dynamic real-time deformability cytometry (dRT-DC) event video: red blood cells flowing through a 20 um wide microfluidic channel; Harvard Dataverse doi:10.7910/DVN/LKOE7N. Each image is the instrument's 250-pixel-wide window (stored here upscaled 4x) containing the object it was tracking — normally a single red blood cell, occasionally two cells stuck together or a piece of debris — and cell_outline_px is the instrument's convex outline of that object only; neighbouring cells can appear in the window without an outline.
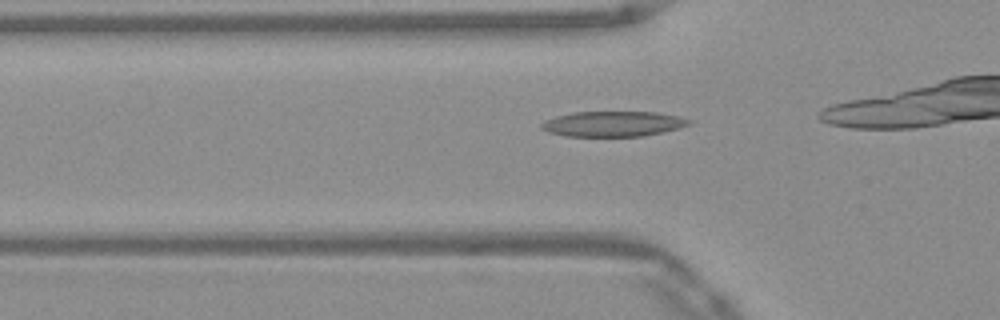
{"species": "Egyptian fruit bat (a non-hibernating species)", "species_latin": "Rousettus aegyptiacus", "temperature_condition": "warm", "stored_images_in_passage": 14, "camera_frame_rate_fps": 3000, "um_per_image_px": 0.085, "frame": {"image": 1, "passage_image": 10, "time_ms": 3.0, "image_size_px": [1000, 320], "cell_outline_px": [[692, 124], [680, 128], [664, 132], [644, 136], [568, 136], [548, 132], [540, 128], [540, 124], [544, 120], [556, 116], [572, 112], [656, 112], [676, 116], [692, 120]], "centroid_in_image_um": [52.11, 10.53], "position_along_channel_um": 73.7, "area_um2": 21.85}}
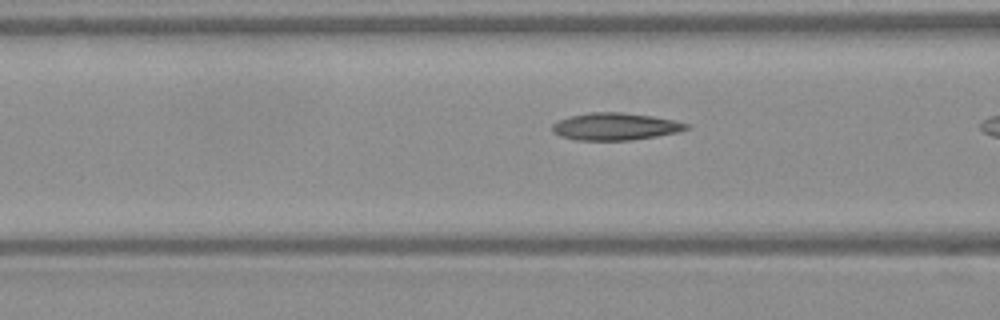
{"frame": {"image": 2, "passage_image": 13, "time_ms": 4.0, "image_size_px": [1000, 320], "cell_outline_px": [[692, 128], [676, 132], [656, 136], [632, 140], [576, 140], [560, 136], [552, 132], [552, 124], [568, 116], [588, 112], [620, 112], [652, 116], [676, 120], [692, 124]], "centroid_in_image_um": [52.32, 10.75], "position_along_channel_um": 114.3, "area_um2": 21.5}}